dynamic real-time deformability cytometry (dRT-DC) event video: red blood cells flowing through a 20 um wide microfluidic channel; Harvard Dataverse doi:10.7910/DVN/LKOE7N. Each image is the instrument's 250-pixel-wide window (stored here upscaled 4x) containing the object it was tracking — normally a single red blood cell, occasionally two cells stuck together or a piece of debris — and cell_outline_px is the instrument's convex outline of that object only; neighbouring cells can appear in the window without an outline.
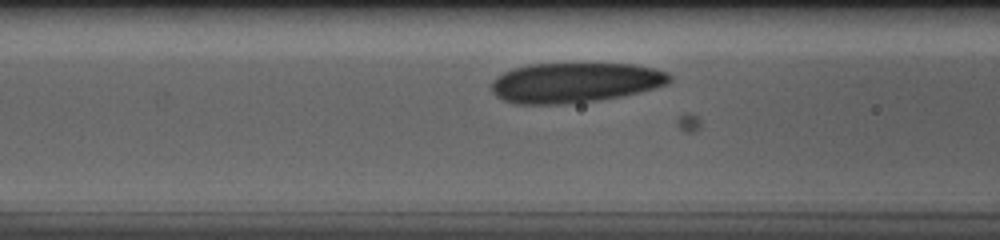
{"species": "human", "species_latin": "Homo sapiens", "temperature_condition": "cold", "stored_images_in_passage": 28, "camera_frame_rate_fps": 3000, "um_per_image_px": 0.085, "donor": {"sex": "male"}, "frame": {"image": 1, "passage_image": 9, "time_ms": 2.667, "image_size_px": [1000, 240], "cell_outline_px": [[672, 80], [668, 84], [656, 88], [640, 92], [620, 96], [596, 100], [556, 104], [516, 104], [504, 100], [496, 96], [492, 92], [492, 80], [496, 76], [512, 68], [528, 64], [636, 64], [656, 68], [668, 72], [672, 76]], "centroid_in_image_um": [48.89, 7.01], "position_along_channel_um": 117.7, "area_um2": 41.67}}